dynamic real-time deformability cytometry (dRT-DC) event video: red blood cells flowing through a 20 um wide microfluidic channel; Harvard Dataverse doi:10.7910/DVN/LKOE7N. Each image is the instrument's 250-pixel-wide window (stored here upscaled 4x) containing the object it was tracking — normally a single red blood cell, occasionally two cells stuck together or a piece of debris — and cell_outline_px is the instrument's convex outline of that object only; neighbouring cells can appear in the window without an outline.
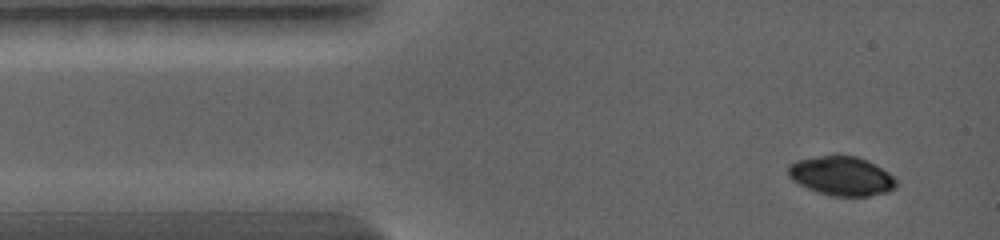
{"species": "common noctule bat (a hibernating species)", "species_latin": "Nyctalus noctula", "temperature_condition": "warm", "stored_images_in_passage": 3, "camera_frame_rate_fps": 5000, "um_per_image_px": 0.085, "animal": {"sex": "female", "body_mass_g": 19.0, "forearm_length_mm": 56.7}, "frame": {"image": 1, "passage_image": 1, "time_ms": 0.0, "image_size_px": [1000, 240], "cell_outline_px": [[896, 188], [888, 192], [868, 196], [832, 196], [808, 188], [792, 180], [788, 176], [788, 164], [796, 160], [836, 152], [856, 156], [868, 160], [888, 172], [896, 180]], "centroid_in_image_um": [71.52, 14.91], "position_along_channel_um": 13.5, "area_um2": 25.14}}
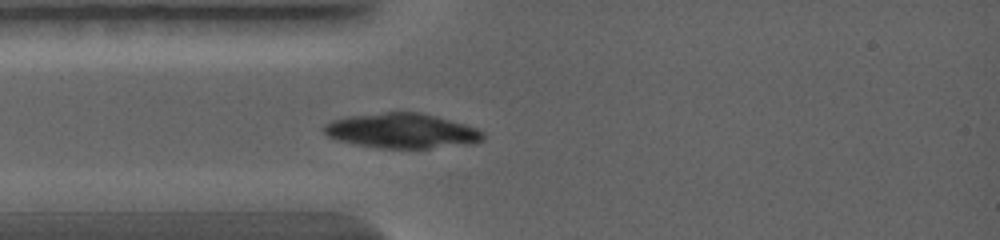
{"frame": {"image": 2, "passage_image": 3, "time_ms": 1.8, "image_size_px": [1000, 240], "cell_outline_px": [[484, 140], [476, 144], [428, 148], [380, 148], [356, 144], [336, 140], [328, 136], [320, 128], [324, 124], [332, 120], [344, 116], [384, 112], [420, 112], [436, 116], [464, 124], [476, 128], [484, 132]], "centroid_in_image_um": [34.15, 11.12], "position_along_channel_um": 50.9, "area_um2": 32.71}}